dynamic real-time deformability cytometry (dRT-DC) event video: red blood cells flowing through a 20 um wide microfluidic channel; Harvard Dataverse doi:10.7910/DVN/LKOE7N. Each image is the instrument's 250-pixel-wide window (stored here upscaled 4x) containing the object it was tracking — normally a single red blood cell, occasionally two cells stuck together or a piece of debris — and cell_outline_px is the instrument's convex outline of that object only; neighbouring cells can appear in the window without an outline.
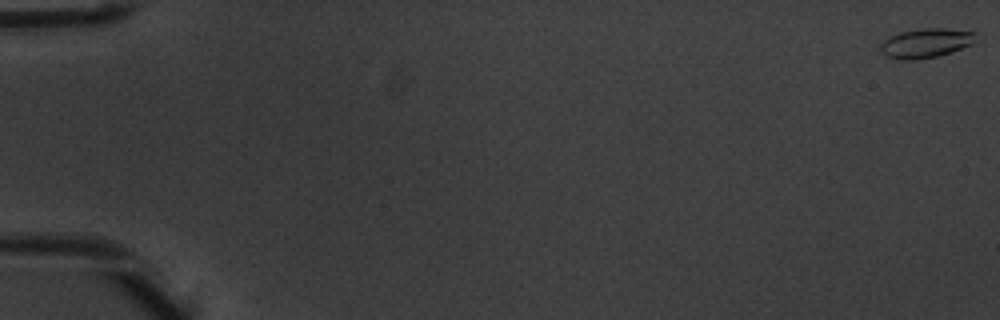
{"species": "common noctule bat (a hibernating species)", "species_latin": "Nyctalus noctula", "temperature_condition": "warm", "stored_images_in_passage": 9, "camera_frame_rate_fps": 3000, "um_per_image_px": 0.085, "animal": {"sex": "male", "body_mass_g": 20.1, "forearm_length_mm": 53.5}, "frame": {"image": 1, "passage_image": 1, "time_ms": 0.0, "image_size_px": [1000, 320], "cell_outline_px": [[976, 32], [972, 44], [952, 52], [936, 56], [916, 60], [900, 60], [884, 56], [880, 52], [880, 44], [884, 40], [900, 32], [920, 28], [944, 28]], "centroid_in_image_um": [78.65, 3.67], "position_along_channel_um": 6.3, "area_um2": 16.36}}
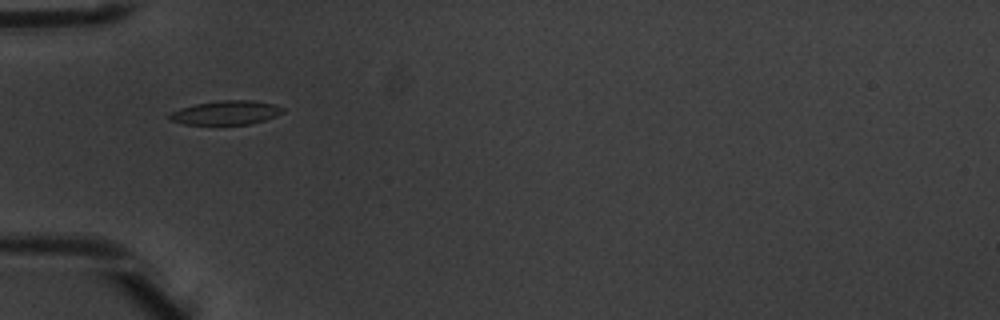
{"frame": {"image": 2, "passage_image": 6, "time_ms": 1.667, "image_size_px": [1000, 320], "cell_outline_px": [[284, 112], [276, 116], [264, 120], [248, 124], [184, 124], [168, 120], [168, 116], [172, 112], [180, 108], [196, 104], [220, 100], [252, 100], [276, 104], [284, 108]], "centroid_in_image_um": [19.23, 9.57], "position_along_channel_um": 65.8, "area_um2": 15.84}}
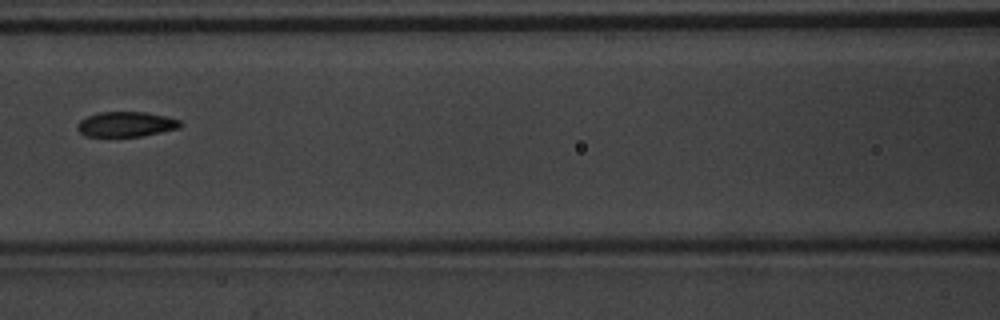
{"frame": {"image": 3, "passage_image": 8, "time_ms": 2.333, "image_size_px": [1000, 320], "cell_outline_px": [[184, 124], [180, 128], [140, 136], [84, 136], [76, 128], [76, 124], [80, 120], [88, 116], [100, 112], [144, 112], [164, 116], [180, 120]], "centroid_in_image_um": [10.71, 10.56], "position_along_channel_um": 155.9, "area_um2": 14.97}}